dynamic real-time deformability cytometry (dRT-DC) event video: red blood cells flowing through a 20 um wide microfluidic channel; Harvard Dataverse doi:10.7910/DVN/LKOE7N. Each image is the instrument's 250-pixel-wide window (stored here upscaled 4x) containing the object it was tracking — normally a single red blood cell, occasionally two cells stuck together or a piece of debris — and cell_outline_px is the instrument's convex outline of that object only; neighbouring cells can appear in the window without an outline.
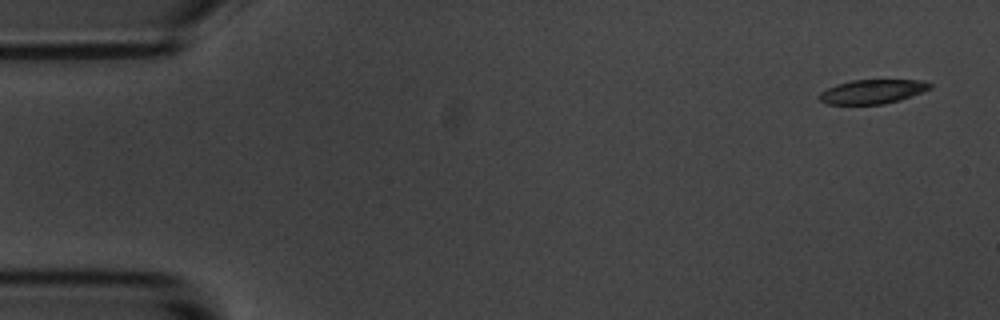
{"species": "common noctule bat (a hibernating species)", "species_latin": "Nyctalus noctula", "temperature_condition": "room temperature", "stored_images_in_passage": 5, "camera_frame_rate_fps": 3000, "um_per_image_px": 0.085, "animal": {"sex": "male", "body_mass_g": 20.1, "forearm_length_mm": 53.5}, "frame": {"image": 1, "passage_image": 1, "time_ms": 0.0, "image_size_px": [1000, 320], "cell_outline_px": [[932, 88], [912, 96], [900, 100], [884, 104], [828, 104], [820, 100], [816, 96], [820, 92], [836, 84], [852, 80], [924, 80], [932, 84]], "centroid_in_image_um": [74.16, 7.78], "position_along_channel_um": 10.8, "area_um2": 15.66}}
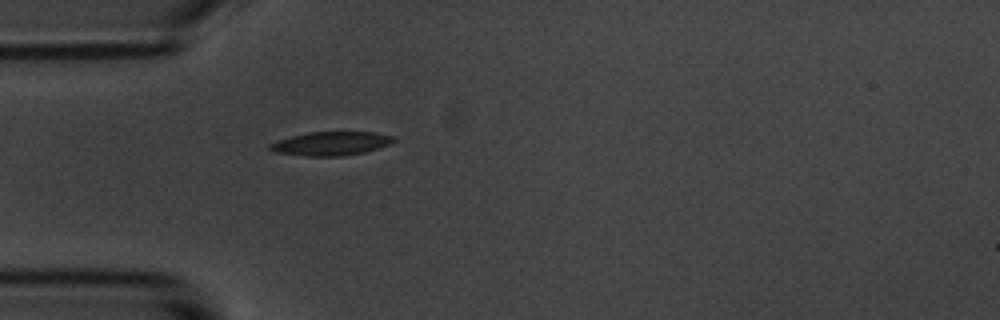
{"frame": {"image": 2, "passage_image": 5, "time_ms": 4.667, "image_size_px": [1000, 320], "cell_outline_px": [[396, 140], [388, 144], [364, 152], [344, 156], [304, 156], [276, 152], [268, 148], [268, 144], [276, 140], [308, 132], [376, 132], [392, 136]], "centroid_in_image_um": [28.09, 12.2], "position_along_channel_um": 56.9, "area_um2": 17.05}}